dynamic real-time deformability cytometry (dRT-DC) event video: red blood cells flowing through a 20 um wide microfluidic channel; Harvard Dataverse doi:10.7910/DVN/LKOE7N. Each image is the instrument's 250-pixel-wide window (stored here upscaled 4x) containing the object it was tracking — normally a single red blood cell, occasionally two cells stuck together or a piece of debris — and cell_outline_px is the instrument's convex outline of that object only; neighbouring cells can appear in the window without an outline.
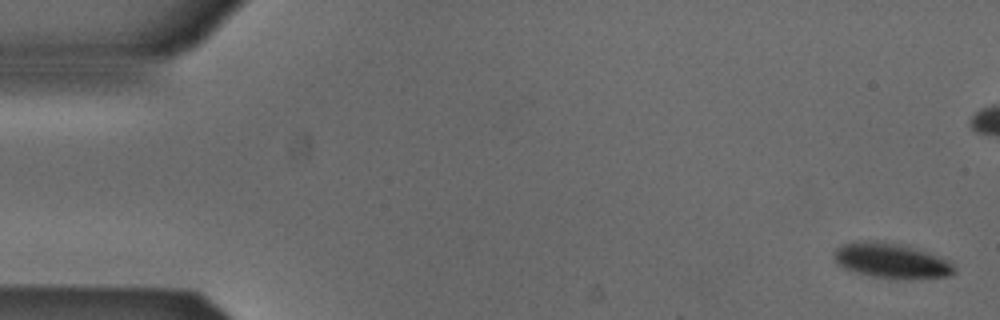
{"species": "Egyptian fruit bat (a non-hibernating species)", "species_latin": "Rousettus aegyptiacus", "temperature_condition": "cold", "stored_images_in_passage": 6, "camera_frame_rate_fps": 3000, "um_per_image_px": 0.085, "animal": {"sex": "male"}, "frame": {"image": 1, "passage_image": 1, "time_ms": 0.0, "image_size_px": [1000, 320], "cell_outline_px": [[956, 272], [952, 276], [908, 280], [872, 276], [856, 272], [844, 268], [836, 264], [832, 256], [836, 248], [844, 244], [868, 240], [884, 240], [916, 248], [928, 252], [948, 260], [956, 268]], "centroid_in_image_um": [75.79, 22.16], "position_along_channel_um": 9.2, "area_um2": 25.03}}